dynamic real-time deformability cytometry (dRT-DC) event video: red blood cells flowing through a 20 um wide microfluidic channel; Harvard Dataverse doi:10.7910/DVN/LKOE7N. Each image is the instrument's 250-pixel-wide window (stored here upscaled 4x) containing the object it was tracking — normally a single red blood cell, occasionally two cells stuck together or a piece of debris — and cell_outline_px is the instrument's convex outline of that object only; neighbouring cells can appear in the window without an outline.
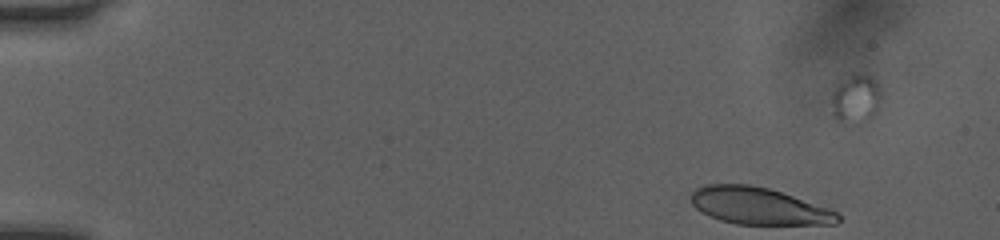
{"species": "human", "species_latin": "Homo sapiens", "temperature_condition": "room temperature", "stored_images_in_passage": 14, "camera_frame_rate_fps": 3000, "um_per_image_px": 0.085, "donor": {"sex": "female"}, "frame": {"image": 1, "passage_image": 4, "time_ms": 1.0, "image_size_px": [1000, 240], "cell_outline_px": [[840, 220], [836, 224], [736, 224], [720, 220], [700, 212], [692, 204], [692, 192], [696, 188], [704, 184], [748, 184], [768, 188], [828, 208], [836, 212], [840, 216]], "centroid_in_image_um": [64.46, 17.51], "position_along_channel_um": 20.5, "area_um2": 31.39}}
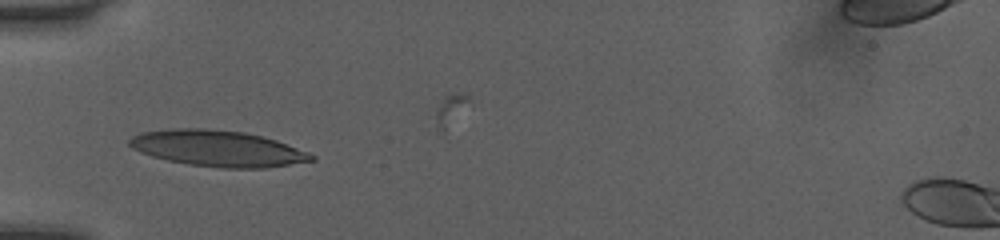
{"frame": {"image": 2, "passage_image": 12, "time_ms": 3.667, "image_size_px": [1000, 240], "cell_outline_px": [[316, 160], [264, 168], [224, 168], [188, 164], [168, 160], [152, 156], [140, 152], [132, 148], [128, 144], [128, 140], [132, 136], [140, 132], [172, 128], [204, 128], [244, 132], [276, 140], [308, 152], [316, 156]], "centroid_in_image_um": [18.48, 12.61], "position_along_channel_um": 66.5, "area_um2": 38.21}}